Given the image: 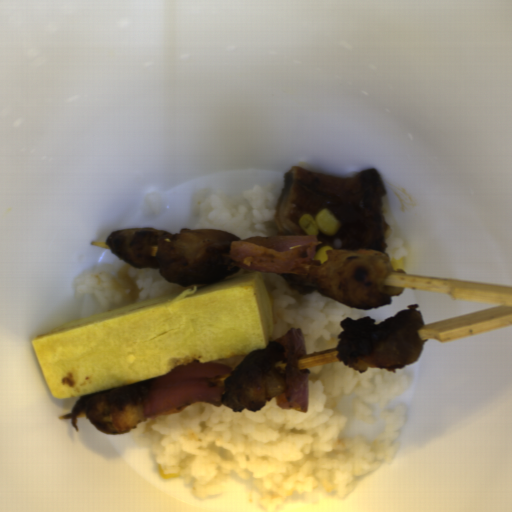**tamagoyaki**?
<instances>
[{
  "label": "tamagoyaki",
  "mask_w": 512,
  "mask_h": 512,
  "mask_svg": "<svg viewBox=\"0 0 512 512\" xmlns=\"http://www.w3.org/2000/svg\"><path fill=\"white\" fill-rule=\"evenodd\" d=\"M272 298L253 271L70 320L31 341L55 399L165 376L265 349Z\"/></svg>",
  "instance_id": "1"
}]
</instances>
